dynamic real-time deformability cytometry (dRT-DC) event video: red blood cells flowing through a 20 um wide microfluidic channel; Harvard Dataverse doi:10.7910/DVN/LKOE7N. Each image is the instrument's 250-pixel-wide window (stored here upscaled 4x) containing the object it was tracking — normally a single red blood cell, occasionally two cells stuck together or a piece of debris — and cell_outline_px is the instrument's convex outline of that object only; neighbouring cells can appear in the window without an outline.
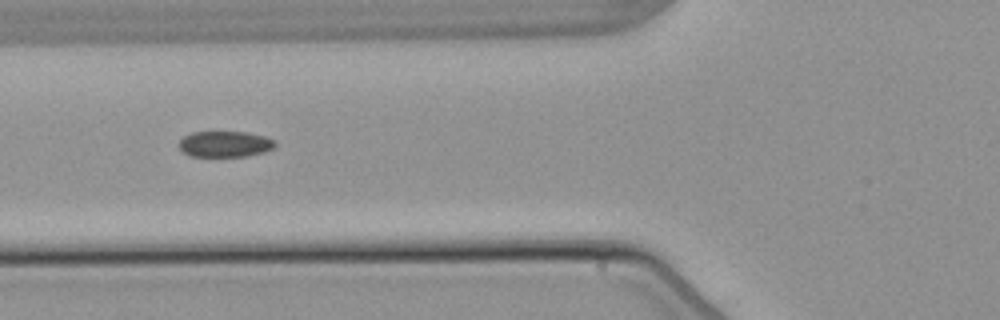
{"species": "common noctule bat (a hibernating species)", "species_latin": "Nyctalus noctula", "temperature_condition": "warm", "stored_images_in_passage": 4, "camera_frame_rate_fps": 3000, "um_per_image_px": 0.085, "animal": {"sex": "male", "body_mass_g": 21.5, "forearm_length_mm": 52.0}, "frame": {"image": 1, "passage_image": 2, "time_ms": 1.0, "image_size_px": [1000, 320], "cell_outline_px": [[276, 144], [272, 148], [264, 152], [248, 156], [188, 156], [180, 148], [180, 140], [184, 136], [192, 132], [248, 132], [264, 136], [276, 140]], "centroid_in_image_um": [19.14, 12.24], "position_along_channel_um": 106.7, "area_um2": 14.51}}
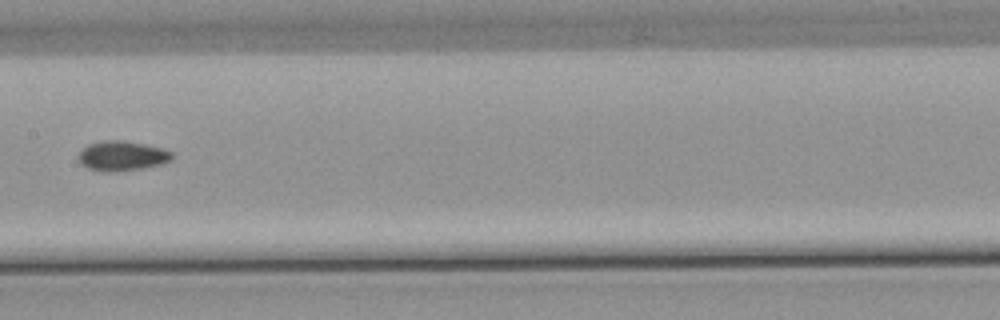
{"frame": {"image": 2, "passage_image": 4, "time_ms": 3.333, "image_size_px": [1000, 320], "cell_outline_px": [[172, 160], [160, 164], [140, 168], [116, 172], [104, 172], [88, 168], [80, 164], [76, 156], [88, 144], [104, 140], [124, 140], [144, 144], [160, 148], [172, 152]], "centroid_in_image_um": [10.32, 13.25], "position_along_channel_um": 197.1, "area_um2": 16.24}}